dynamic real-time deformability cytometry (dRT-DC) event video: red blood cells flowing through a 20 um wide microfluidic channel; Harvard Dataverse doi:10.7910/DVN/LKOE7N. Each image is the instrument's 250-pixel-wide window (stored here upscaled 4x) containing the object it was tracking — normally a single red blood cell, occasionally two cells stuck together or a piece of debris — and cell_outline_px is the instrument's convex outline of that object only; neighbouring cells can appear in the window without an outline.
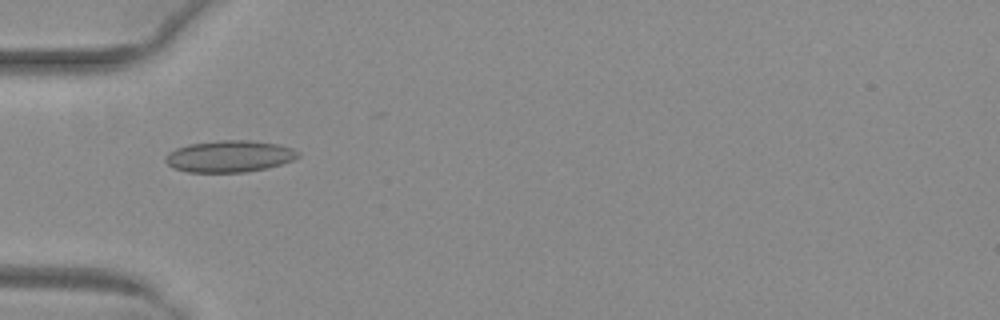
{"species": "common noctule bat (a hibernating species)", "species_latin": "Nyctalus noctula", "temperature_condition": "warm", "stored_images_in_passage": 23, "camera_frame_rate_fps": 3000, "um_per_image_px": 0.085, "animal": {"sex": "female", "body_mass_g": 29.2, "forearm_length_mm": 56.3}, "frame": {"image": 1, "passage_image": 6, "time_ms": 1.667, "image_size_px": [1000, 320], "cell_outline_px": [[300, 156], [292, 160], [280, 164], [264, 168], [244, 172], [188, 172], [172, 168], [164, 160], [164, 156], [168, 152], [176, 148], [188, 144], [220, 140], [252, 140], [280, 144], [292, 148], [300, 152]], "centroid_in_image_um": [19.48, 13.27], "position_along_channel_um": 65.5, "area_um2": 24.62}}
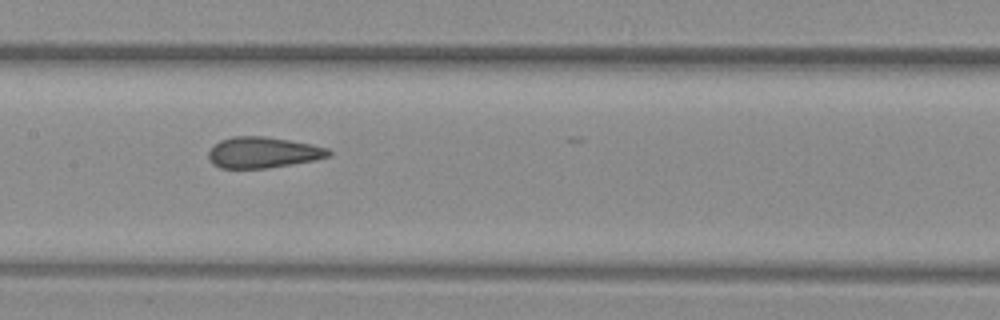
{"frame": {"image": 2, "passage_image": 15, "time_ms": 4.667, "image_size_px": [1000, 320], "cell_outline_px": [[332, 156], [316, 160], [292, 164], [264, 168], [220, 168], [212, 164], [208, 156], [208, 152], [220, 140], [232, 136], [264, 136], [312, 144], [328, 148], [332, 152]], "centroid_in_image_um": [22.38, 12.96], "position_along_channel_um": 185.0, "area_um2": 21.73}}
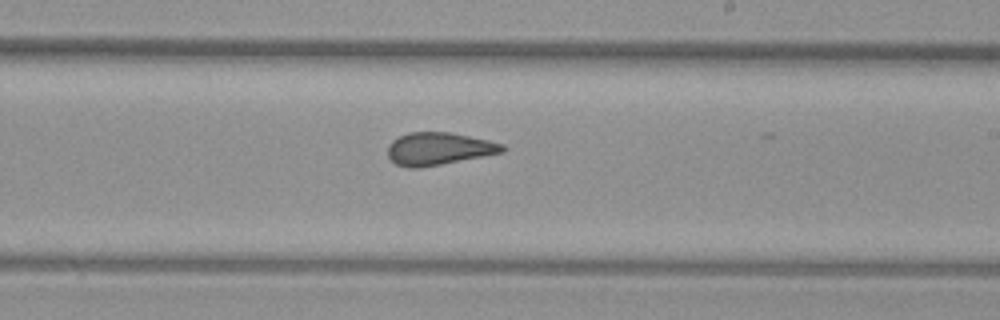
{"frame": {"image": 3, "passage_image": 20, "time_ms": 6.333, "image_size_px": [1000, 320], "cell_outline_px": [[508, 148], [504, 152], [484, 156], [420, 168], [408, 168], [396, 164], [388, 156], [388, 144], [392, 140], [408, 132], [448, 132], [488, 140], [504, 144]], "centroid_in_image_um": [37.3, 12.64], "position_along_channel_um": 251.7, "area_um2": 21.79}}